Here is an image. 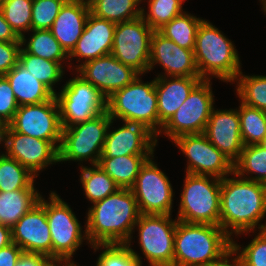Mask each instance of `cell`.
Returning a JSON list of instances; mask_svg holds the SVG:
<instances>
[{
    "label": "cell",
    "instance_id": "cell-1",
    "mask_svg": "<svg viewBox=\"0 0 266 266\" xmlns=\"http://www.w3.org/2000/svg\"><path fill=\"white\" fill-rule=\"evenodd\" d=\"M221 179L220 227L231 237L266 229V184L237 176ZM236 176V177H235ZM238 178V179H237Z\"/></svg>",
    "mask_w": 266,
    "mask_h": 266
},
{
    "label": "cell",
    "instance_id": "cell-2",
    "mask_svg": "<svg viewBox=\"0 0 266 266\" xmlns=\"http://www.w3.org/2000/svg\"><path fill=\"white\" fill-rule=\"evenodd\" d=\"M88 209L85 230L90 245H131L141 215L131 189L120 188Z\"/></svg>",
    "mask_w": 266,
    "mask_h": 266
},
{
    "label": "cell",
    "instance_id": "cell-3",
    "mask_svg": "<svg viewBox=\"0 0 266 266\" xmlns=\"http://www.w3.org/2000/svg\"><path fill=\"white\" fill-rule=\"evenodd\" d=\"M220 225L177 222L173 266H207L232 247Z\"/></svg>",
    "mask_w": 266,
    "mask_h": 266
},
{
    "label": "cell",
    "instance_id": "cell-4",
    "mask_svg": "<svg viewBox=\"0 0 266 266\" xmlns=\"http://www.w3.org/2000/svg\"><path fill=\"white\" fill-rule=\"evenodd\" d=\"M194 56L202 80H211L209 76H213L231 83L241 72L239 54L232 41L205 19L197 31Z\"/></svg>",
    "mask_w": 266,
    "mask_h": 266
},
{
    "label": "cell",
    "instance_id": "cell-5",
    "mask_svg": "<svg viewBox=\"0 0 266 266\" xmlns=\"http://www.w3.org/2000/svg\"><path fill=\"white\" fill-rule=\"evenodd\" d=\"M139 77L107 98V111L113 120L142 124L157 136L159 117L155 78L143 83Z\"/></svg>",
    "mask_w": 266,
    "mask_h": 266
},
{
    "label": "cell",
    "instance_id": "cell-6",
    "mask_svg": "<svg viewBox=\"0 0 266 266\" xmlns=\"http://www.w3.org/2000/svg\"><path fill=\"white\" fill-rule=\"evenodd\" d=\"M220 190V178L186 173L176 219L186 223L219 225Z\"/></svg>",
    "mask_w": 266,
    "mask_h": 266
},
{
    "label": "cell",
    "instance_id": "cell-7",
    "mask_svg": "<svg viewBox=\"0 0 266 266\" xmlns=\"http://www.w3.org/2000/svg\"><path fill=\"white\" fill-rule=\"evenodd\" d=\"M49 202L42 195L39 202L45 207L52 241V261H73L72 256L87 240L86 230L82 233L81 223L70 206L59 195L51 192Z\"/></svg>",
    "mask_w": 266,
    "mask_h": 266
},
{
    "label": "cell",
    "instance_id": "cell-8",
    "mask_svg": "<svg viewBox=\"0 0 266 266\" xmlns=\"http://www.w3.org/2000/svg\"><path fill=\"white\" fill-rule=\"evenodd\" d=\"M111 120L105 111L85 122L62 128L59 162L89 159L91 165H97Z\"/></svg>",
    "mask_w": 266,
    "mask_h": 266
},
{
    "label": "cell",
    "instance_id": "cell-9",
    "mask_svg": "<svg viewBox=\"0 0 266 266\" xmlns=\"http://www.w3.org/2000/svg\"><path fill=\"white\" fill-rule=\"evenodd\" d=\"M62 128L90 120L107 111V98L77 75L55 93Z\"/></svg>",
    "mask_w": 266,
    "mask_h": 266
},
{
    "label": "cell",
    "instance_id": "cell-10",
    "mask_svg": "<svg viewBox=\"0 0 266 266\" xmlns=\"http://www.w3.org/2000/svg\"><path fill=\"white\" fill-rule=\"evenodd\" d=\"M210 82L202 80L191 91L157 136L163 133L173 141L182 135L204 133L215 101Z\"/></svg>",
    "mask_w": 266,
    "mask_h": 266
},
{
    "label": "cell",
    "instance_id": "cell-11",
    "mask_svg": "<svg viewBox=\"0 0 266 266\" xmlns=\"http://www.w3.org/2000/svg\"><path fill=\"white\" fill-rule=\"evenodd\" d=\"M177 222L171 215L141 214L138 218L140 249L150 266H173Z\"/></svg>",
    "mask_w": 266,
    "mask_h": 266
},
{
    "label": "cell",
    "instance_id": "cell-12",
    "mask_svg": "<svg viewBox=\"0 0 266 266\" xmlns=\"http://www.w3.org/2000/svg\"><path fill=\"white\" fill-rule=\"evenodd\" d=\"M153 32L141 16L117 23L111 54L143 75L148 72Z\"/></svg>",
    "mask_w": 266,
    "mask_h": 266
},
{
    "label": "cell",
    "instance_id": "cell-13",
    "mask_svg": "<svg viewBox=\"0 0 266 266\" xmlns=\"http://www.w3.org/2000/svg\"><path fill=\"white\" fill-rule=\"evenodd\" d=\"M172 142L188 159L186 173L223 179L234 173V163L204 133L182 135Z\"/></svg>",
    "mask_w": 266,
    "mask_h": 266
},
{
    "label": "cell",
    "instance_id": "cell-14",
    "mask_svg": "<svg viewBox=\"0 0 266 266\" xmlns=\"http://www.w3.org/2000/svg\"><path fill=\"white\" fill-rule=\"evenodd\" d=\"M15 132L52 142L58 149L62 141V126L55 96L48 101L18 106L8 124Z\"/></svg>",
    "mask_w": 266,
    "mask_h": 266
},
{
    "label": "cell",
    "instance_id": "cell-15",
    "mask_svg": "<svg viewBox=\"0 0 266 266\" xmlns=\"http://www.w3.org/2000/svg\"><path fill=\"white\" fill-rule=\"evenodd\" d=\"M149 158L141 167L131 190L141 214L171 215L173 188L166 174Z\"/></svg>",
    "mask_w": 266,
    "mask_h": 266
},
{
    "label": "cell",
    "instance_id": "cell-16",
    "mask_svg": "<svg viewBox=\"0 0 266 266\" xmlns=\"http://www.w3.org/2000/svg\"><path fill=\"white\" fill-rule=\"evenodd\" d=\"M2 142L5 155L17 160L36 177L40 170L59 162V149L52 142L15 132L9 125L5 127Z\"/></svg>",
    "mask_w": 266,
    "mask_h": 266
},
{
    "label": "cell",
    "instance_id": "cell-17",
    "mask_svg": "<svg viewBox=\"0 0 266 266\" xmlns=\"http://www.w3.org/2000/svg\"><path fill=\"white\" fill-rule=\"evenodd\" d=\"M85 81L95 86L106 98L130 84L138 75L133 67L121 63L112 54L82 63L75 68Z\"/></svg>",
    "mask_w": 266,
    "mask_h": 266
},
{
    "label": "cell",
    "instance_id": "cell-18",
    "mask_svg": "<svg viewBox=\"0 0 266 266\" xmlns=\"http://www.w3.org/2000/svg\"><path fill=\"white\" fill-rule=\"evenodd\" d=\"M12 241L24 253L42 254L52 260V241L45 207L38 202L11 228Z\"/></svg>",
    "mask_w": 266,
    "mask_h": 266
},
{
    "label": "cell",
    "instance_id": "cell-19",
    "mask_svg": "<svg viewBox=\"0 0 266 266\" xmlns=\"http://www.w3.org/2000/svg\"><path fill=\"white\" fill-rule=\"evenodd\" d=\"M109 125L100 157L125 155H153L157 145V136L139 123L124 122L122 127L110 131Z\"/></svg>",
    "mask_w": 266,
    "mask_h": 266
},
{
    "label": "cell",
    "instance_id": "cell-20",
    "mask_svg": "<svg viewBox=\"0 0 266 266\" xmlns=\"http://www.w3.org/2000/svg\"><path fill=\"white\" fill-rule=\"evenodd\" d=\"M157 63L163 67L162 69L166 73L158 76H200L195 62L194 50L182 48L158 31H154L151 37L148 71L152 70Z\"/></svg>",
    "mask_w": 266,
    "mask_h": 266
},
{
    "label": "cell",
    "instance_id": "cell-21",
    "mask_svg": "<svg viewBox=\"0 0 266 266\" xmlns=\"http://www.w3.org/2000/svg\"><path fill=\"white\" fill-rule=\"evenodd\" d=\"M204 134L233 163L239 159L244 145L237 108L229 110H215L213 108Z\"/></svg>",
    "mask_w": 266,
    "mask_h": 266
},
{
    "label": "cell",
    "instance_id": "cell-22",
    "mask_svg": "<svg viewBox=\"0 0 266 266\" xmlns=\"http://www.w3.org/2000/svg\"><path fill=\"white\" fill-rule=\"evenodd\" d=\"M115 26L116 23L89 13L83 33L69 54V60L74 57L78 58L77 62L83 59V63H86L111 54Z\"/></svg>",
    "mask_w": 266,
    "mask_h": 266
},
{
    "label": "cell",
    "instance_id": "cell-23",
    "mask_svg": "<svg viewBox=\"0 0 266 266\" xmlns=\"http://www.w3.org/2000/svg\"><path fill=\"white\" fill-rule=\"evenodd\" d=\"M157 76L155 90L159 117V132L188 98L191 91L202 81L200 76Z\"/></svg>",
    "mask_w": 266,
    "mask_h": 266
},
{
    "label": "cell",
    "instance_id": "cell-24",
    "mask_svg": "<svg viewBox=\"0 0 266 266\" xmlns=\"http://www.w3.org/2000/svg\"><path fill=\"white\" fill-rule=\"evenodd\" d=\"M89 13V3L83 0H67L54 20L50 31L68 55L81 37Z\"/></svg>",
    "mask_w": 266,
    "mask_h": 266
},
{
    "label": "cell",
    "instance_id": "cell-25",
    "mask_svg": "<svg viewBox=\"0 0 266 266\" xmlns=\"http://www.w3.org/2000/svg\"><path fill=\"white\" fill-rule=\"evenodd\" d=\"M4 76L11 85L18 106L39 104L55 96L45 84L35 78L19 62Z\"/></svg>",
    "mask_w": 266,
    "mask_h": 266
},
{
    "label": "cell",
    "instance_id": "cell-26",
    "mask_svg": "<svg viewBox=\"0 0 266 266\" xmlns=\"http://www.w3.org/2000/svg\"><path fill=\"white\" fill-rule=\"evenodd\" d=\"M154 155H125L117 157H100V166L120 188L131 189L141 167Z\"/></svg>",
    "mask_w": 266,
    "mask_h": 266
},
{
    "label": "cell",
    "instance_id": "cell-27",
    "mask_svg": "<svg viewBox=\"0 0 266 266\" xmlns=\"http://www.w3.org/2000/svg\"><path fill=\"white\" fill-rule=\"evenodd\" d=\"M41 194L34 188L0 192V224L12 228L39 202Z\"/></svg>",
    "mask_w": 266,
    "mask_h": 266
},
{
    "label": "cell",
    "instance_id": "cell-28",
    "mask_svg": "<svg viewBox=\"0 0 266 266\" xmlns=\"http://www.w3.org/2000/svg\"><path fill=\"white\" fill-rule=\"evenodd\" d=\"M142 0H91L90 13L114 23L129 21L141 16ZM139 7V8H138Z\"/></svg>",
    "mask_w": 266,
    "mask_h": 266
},
{
    "label": "cell",
    "instance_id": "cell-29",
    "mask_svg": "<svg viewBox=\"0 0 266 266\" xmlns=\"http://www.w3.org/2000/svg\"><path fill=\"white\" fill-rule=\"evenodd\" d=\"M203 20L184 11L157 31L180 47L194 50L197 31Z\"/></svg>",
    "mask_w": 266,
    "mask_h": 266
},
{
    "label": "cell",
    "instance_id": "cell-30",
    "mask_svg": "<svg viewBox=\"0 0 266 266\" xmlns=\"http://www.w3.org/2000/svg\"><path fill=\"white\" fill-rule=\"evenodd\" d=\"M30 31L33 32V34L28 41L25 35L21 37L22 46H25L27 42V45L22 47L27 53L58 63H62L65 59H69V55L52 35L50 30L31 29Z\"/></svg>",
    "mask_w": 266,
    "mask_h": 266
},
{
    "label": "cell",
    "instance_id": "cell-31",
    "mask_svg": "<svg viewBox=\"0 0 266 266\" xmlns=\"http://www.w3.org/2000/svg\"><path fill=\"white\" fill-rule=\"evenodd\" d=\"M80 170V183H82L85 196L92 204L120 189L99 165H92V168L82 165Z\"/></svg>",
    "mask_w": 266,
    "mask_h": 266
},
{
    "label": "cell",
    "instance_id": "cell-32",
    "mask_svg": "<svg viewBox=\"0 0 266 266\" xmlns=\"http://www.w3.org/2000/svg\"><path fill=\"white\" fill-rule=\"evenodd\" d=\"M234 172L242 178L266 184V149L260 144L244 146L234 163ZM244 173L256 176L248 177Z\"/></svg>",
    "mask_w": 266,
    "mask_h": 266
},
{
    "label": "cell",
    "instance_id": "cell-33",
    "mask_svg": "<svg viewBox=\"0 0 266 266\" xmlns=\"http://www.w3.org/2000/svg\"><path fill=\"white\" fill-rule=\"evenodd\" d=\"M35 78L45 84L54 94V86L64 74L62 63L53 62L27 53L22 47L19 61Z\"/></svg>",
    "mask_w": 266,
    "mask_h": 266
},
{
    "label": "cell",
    "instance_id": "cell-34",
    "mask_svg": "<svg viewBox=\"0 0 266 266\" xmlns=\"http://www.w3.org/2000/svg\"><path fill=\"white\" fill-rule=\"evenodd\" d=\"M238 114L243 145L260 144L266 136V112L240 102Z\"/></svg>",
    "mask_w": 266,
    "mask_h": 266
},
{
    "label": "cell",
    "instance_id": "cell-35",
    "mask_svg": "<svg viewBox=\"0 0 266 266\" xmlns=\"http://www.w3.org/2000/svg\"><path fill=\"white\" fill-rule=\"evenodd\" d=\"M36 176L17 160L0 154V192L31 188Z\"/></svg>",
    "mask_w": 266,
    "mask_h": 266
},
{
    "label": "cell",
    "instance_id": "cell-36",
    "mask_svg": "<svg viewBox=\"0 0 266 266\" xmlns=\"http://www.w3.org/2000/svg\"><path fill=\"white\" fill-rule=\"evenodd\" d=\"M235 81L241 102L266 112V76H248L241 70Z\"/></svg>",
    "mask_w": 266,
    "mask_h": 266
},
{
    "label": "cell",
    "instance_id": "cell-37",
    "mask_svg": "<svg viewBox=\"0 0 266 266\" xmlns=\"http://www.w3.org/2000/svg\"><path fill=\"white\" fill-rule=\"evenodd\" d=\"M32 6L33 0H4L0 3L4 19L20 38L31 30Z\"/></svg>",
    "mask_w": 266,
    "mask_h": 266
},
{
    "label": "cell",
    "instance_id": "cell-38",
    "mask_svg": "<svg viewBox=\"0 0 266 266\" xmlns=\"http://www.w3.org/2000/svg\"><path fill=\"white\" fill-rule=\"evenodd\" d=\"M94 251L103 249L96 266H142L141 257L127 244H93ZM101 247V248H100Z\"/></svg>",
    "mask_w": 266,
    "mask_h": 266
},
{
    "label": "cell",
    "instance_id": "cell-39",
    "mask_svg": "<svg viewBox=\"0 0 266 266\" xmlns=\"http://www.w3.org/2000/svg\"><path fill=\"white\" fill-rule=\"evenodd\" d=\"M148 2V13L142 8L141 17L154 31L184 12L182 8L184 0H148Z\"/></svg>",
    "mask_w": 266,
    "mask_h": 266
},
{
    "label": "cell",
    "instance_id": "cell-40",
    "mask_svg": "<svg viewBox=\"0 0 266 266\" xmlns=\"http://www.w3.org/2000/svg\"><path fill=\"white\" fill-rule=\"evenodd\" d=\"M67 0H33L31 29L50 30Z\"/></svg>",
    "mask_w": 266,
    "mask_h": 266
},
{
    "label": "cell",
    "instance_id": "cell-41",
    "mask_svg": "<svg viewBox=\"0 0 266 266\" xmlns=\"http://www.w3.org/2000/svg\"><path fill=\"white\" fill-rule=\"evenodd\" d=\"M259 233L244 248L232 241V246L238 251L244 266H266V229ZM239 250H242L239 252Z\"/></svg>",
    "mask_w": 266,
    "mask_h": 266
},
{
    "label": "cell",
    "instance_id": "cell-42",
    "mask_svg": "<svg viewBox=\"0 0 266 266\" xmlns=\"http://www.w3.org/2000/svg\"><path fill=\"white\" fill-rule=\"evenodd\" d=\"M17 109L18 104L9 81L5 76H0V119L5 125L13 120Z\"/></svg>",
    "mask_w": 266,
    "mask_h": 266
},
{
    "label": "cell",
    "instance_id": "cell-43",
    "mask_svg": "<svg viewBox=\"0 0 266 266\" xmlns=\"http://www.w3.org/2000/svg\"><path fill=\"white\" fill-rule=\"evenodd\" d=\"M21 47V42L0 41V76H4L18 64Z\"/></svg>",
    "mask_w": 266,
    "mask_h": 266
},
{
    "label": "cell",
    "instance_id": "cell-44",
    "mask_svg": "<svg viewBox=\"0 0 266 266\" xmlns=\"http://www.w3.org/2000/svg\"><path fill=\"white\" fill-rule=\"evenodd\" d=\"M23 250L11 243L8 246L0 249V266H16L19 257L22 255Z\"/></svg>",
    "mask_w": 266,
    "mask_h": 266
},
{
    "label": "cell",
    "instance_id": "cell-45",
    "mask_svg": "<svg viewBox=\"0 0 266 266\" xmlns=\"http://www.w3.org/2000/svg\"><path fill=\"white\" fill-rule=\"evenodd\" d=\"M52 263L53 261L45 255L23 252L16 266H50Z\"/></svg>",
    "mask_w": 266,
    "mask_h": 266
},
{
    "label": "cell",
    "instance_id": "cell-46",
    "mask_svg": "<svg viewBox=\"0 0 266 266\" xmlns=\"http://www.w3.org/2000/svg\"><path fill=\"white\" fill-rule=\"evenodd\" d=\"M235 254V258L228 259L230 257H233ZM230 260H232L230 262ZM232 263V264H231ZM207 266H244L243 260L238 254V251L234 249L232 246L227 252H225L220 258L213 261Z\"/></svg>",
    "mask_w": 266,
    "mask_h": 266
},
{
    "label": "cell",
    "instance_id": "cell-47",
    "mask_svg": "<svg viewBox=\"0 0 266 266\" xmlns=\"http://www.w3.org/2000/svg\"><path fill=\"white\" fill-rule=\"evenodd\" d=\"M0 41L21 42V38L11 28L10 24L4 19L0 9Z\"/></svg>",
    "mask_w": 266,
    "mask_h": 266
},
{
    "label": "cell",
    "instance_id": "cell-48",
    "mask_svg": "<svg viewBox=\"0 0 266 266\" xmlns=\"http://www.w3.org/2000/svg\"><path fill=\"white\" fill-rule=\"evenodd\" d=\"M13 243L12 229L8 226L0 224V249Z\"/></svg>",
    "mask_w": 266,
    "mask_h": 266
},
{
    "label": "cell",
    "instance_id": "cell-49",
    "mask_svg": "<svg viewBox=\"0 0 266 266\" xmlns=\"http://www.w3.org/2000/svg\"><path fill=\"white\" fill-rule=\"evenodd\" d=\"M57 266H80V265H77L76 263H74V261H68V262H57Z\"/></svg>",
    "mask_w": 266,
    "mask_h": 266
},
{
    "label": "cell",
    "instance_id": "cell-50",
    "mask_svg": "<svg viewBox=\"0 0 266 266\" xmlns=\"http://www.w3.org/2000/svg\"><path fill=\"white\" fill-rule=\"evenodd\" d=\"M6 125L2 122V120L0 119V144H1V139L4 133Z\"/></svg>",
    "mask_w": 266,
    "mask_h": 266
},
{
    "label": "cell",
    "instance_id": "cell-51",
    "mask_svg": "<svg viewBox=\"0 0 266 266\" xmlns=\"http://www.w3.org/2000/svg\"><path fill=\"white\" fill-rule=\"evenodd\" d=\"M261 1V4L263 5L262 9L264 10L265 14H266V0H260Z\"/></svg>",
    "mask_w": 266,
    "mask_h": 266
},
{
    "label": "cell",
    "instance_id": "cell-52",
    "mask_svg": "<svg viewBox=\"0 0 266 266\" xmlns=\"http://www.w3.org/2000/svg\"><path fill=\"white\" fill-rule=\"evenodd\" d=\"M266 149V136L263 138L262 142L260 143Z\"/></svg>",
    "mask_w": 266,
    "mask_h": 266
},
{
    "label": "cell",
    "instance_id": "cell-53",
    "mask_svg": "<svg viewBox=\"0 0 266 266\" xmlns=\"http://www.w3.org/2000/svg\"><path fill=\"white\" fill-rule=\"evenodd\" d=\"M50 266H57V262H53Z\"/></svg>",
    "mask_w": 266,
    "mask_h": 266
},
{
    "label": "cell",
    "instance_id": "cell-54",
    "mask_svg": "<svg viewBox=\"0 0 266 266\" xmlns=\"http://www.w3.org/2000/svg\"><path fill=\"white\" fill-rule=\"evenodd\" d=\"M83 1H85L86 3H89L91 0H83Z\"/></svg>",
    "mask_w": 266,
    "mask_h": 266
}]
</instances>
